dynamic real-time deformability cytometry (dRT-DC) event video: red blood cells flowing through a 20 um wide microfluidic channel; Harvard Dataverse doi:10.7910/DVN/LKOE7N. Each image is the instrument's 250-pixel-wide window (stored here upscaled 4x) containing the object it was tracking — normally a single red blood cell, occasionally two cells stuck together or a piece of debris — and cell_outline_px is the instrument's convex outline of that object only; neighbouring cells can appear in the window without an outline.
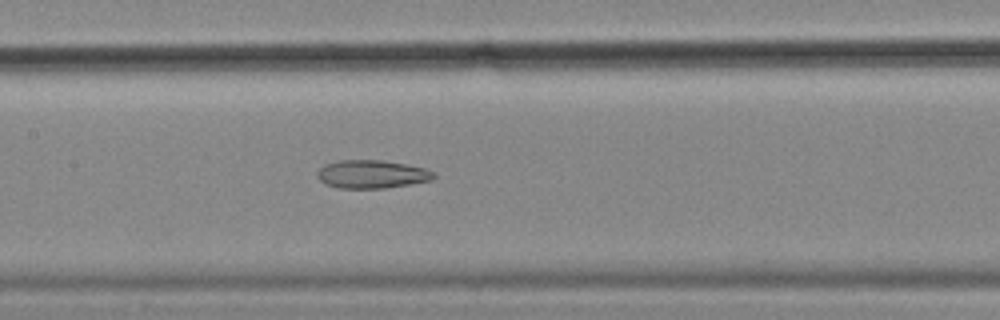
{"species": "common noctule bat (a hibernating species)", "species_latin": "Nyctalus noctula", "temperature_condition": "cold", "stored_images_in_passage": 45, "camera_frame_rate_fps": 3000, "um_per_image_px": 0.085, "animal": {"sex": "female", "body_mass_g": 18.4}, "frame": {"image": 1, "passage_image": 20, "time_ms": 6.333, "image_size_px": [1000, 320], "cell_outline_px": [[436, 176], [432, 180], [388, 188], [340, 188], [328, 184], [320, 180], [316, 176], [316, 172], [324, 164], [340, 160], [380, 160], [404, 164], [424, 168], [436, 172]], "centroid_in_image_um": [31.61, 14.81], "position_along_channel_um": 175.8, "area_um2": 19.13}, "authors_computed_cell_mechanics": {"area_um2": 21.6172, "velocity_mm_per_s": 3.5875, "shape_relaxation_time_tau1_ms": null, "shape_relaxation_time_tau2_ms": 7.3967, "deformation_change_tau1": null, "deformation_change_tau2": 0.1671}}